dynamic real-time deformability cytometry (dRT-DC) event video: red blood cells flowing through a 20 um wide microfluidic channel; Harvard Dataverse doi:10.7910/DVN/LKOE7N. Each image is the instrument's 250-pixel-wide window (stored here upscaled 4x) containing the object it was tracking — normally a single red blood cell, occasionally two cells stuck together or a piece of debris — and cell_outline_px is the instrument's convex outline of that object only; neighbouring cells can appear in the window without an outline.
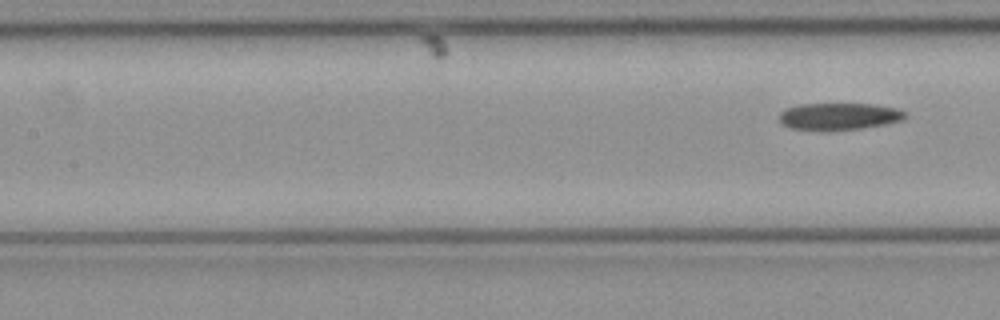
{"species": "common noctule bat (a hibernating species)", "species_latin": "Nyctalus noctula", "temperature_condition": "cold", "stored_images_in_passage": 8, "segment_of_instrument_passage": [2, 2], "camera_frame_rate_fps": 3000, "um_per_image_px": 0.085, "animal": {"sex": "female", "body_mass_g": 21.9}, "frame": {"image": 1, "passage_image": 8, "time_ms": 2.333, "image_size_px": [1000, 320], "cell_outline_px": [[908, 116], [904, 120], [864, 128], [828, 132], [820, 132], [788, 128], [780, 124], [780, 112], [784, 108], [800, 104], [872, 104], [896, 108], [904, 112]], "centroid_in_image_um": [71.25, 9.92], "position_along_channel_um": 136.1, "area_um2": 20.46}}